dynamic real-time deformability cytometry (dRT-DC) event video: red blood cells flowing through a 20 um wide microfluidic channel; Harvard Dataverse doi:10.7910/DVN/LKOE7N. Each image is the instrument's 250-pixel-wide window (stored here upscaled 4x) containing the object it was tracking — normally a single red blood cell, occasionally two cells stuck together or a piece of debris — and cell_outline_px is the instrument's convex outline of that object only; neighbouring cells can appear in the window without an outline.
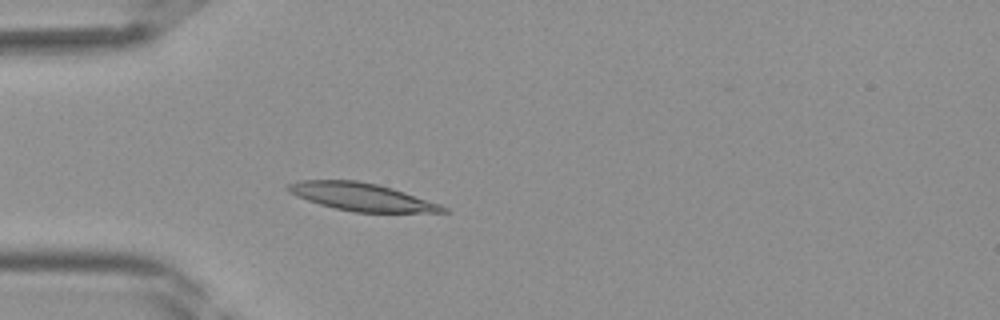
{"species": "Egyptian fruit bat (a non-hibernating species)", "species_latin": "Rousettus aegyptiacus", "temperature_condition": "room temperature", "stored_images_in_passage": 38, "camera_frame_rate_fps": 3000, "um_per_image_px": 0.085, "frame": {"image": 1, "passage_image": 9, "time_ms": 2.667, "image_size_px": [1000, 320], "cell_outline_px": [[448, 212], [352, 212], [320, 204], [296, 196], [288, 192], [284, 188], [288, 184], [300, 180], [356, 180], [376, 184], [392, 188], [440, 204], [448, 208]], "centroid_in_image_um": [30.7, 16.73], "position_along_channel_um": 54.3, "area_um2": 24.85}}
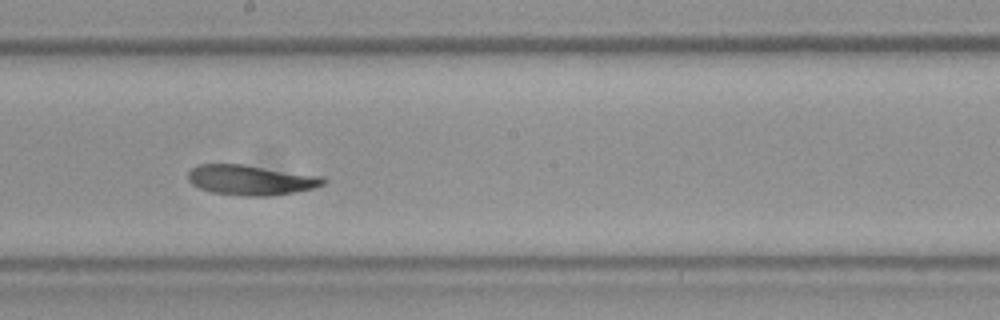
{"frame": {"image": 2, "passage_image": 20, "time_ms": 6.333, "image_size_px": [1000, 320], "cell_outline_px": [[328, 180], [324, 184], [312, 188], [296, 192], [268, 196], [240, 196], [212, 192], [200, 188], [192, 184], [188, 180], [188, 172], [196, 164], [244, 164], [324, 176]], "centroid_in_image_um": [21.34, 15.29], "position_along_channel_um": 226.9, "area_um2": 23.99}}
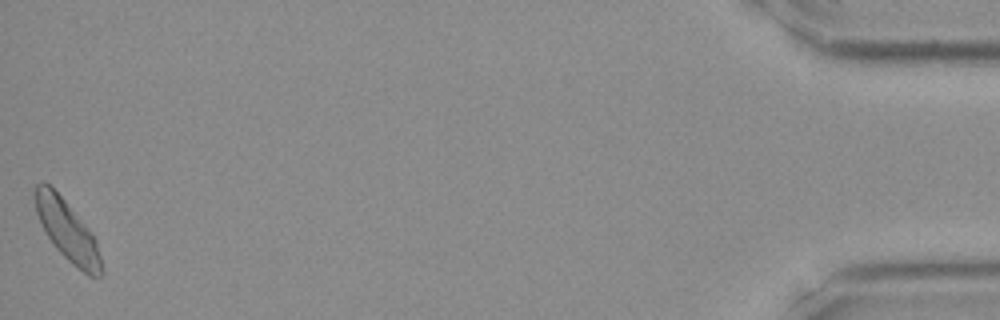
{"frame": {"image": 3, "passage_image": 38, "time_ms": 12.333, "image_size_px": [1000, 320], "cell_outline_px": [[104, 276], [88, 276], [72, 264], [56, 248], [44, 232], [40, 224], [36, 212], [32, 196], [32, 192], [36, 184], [44, 180], [64, 200], [96, 240], [104, 272]], "centroid_in_image_um": [5.67, 19.6], "position_along_channel_um": 429.5, "area_um2": 23.24}}